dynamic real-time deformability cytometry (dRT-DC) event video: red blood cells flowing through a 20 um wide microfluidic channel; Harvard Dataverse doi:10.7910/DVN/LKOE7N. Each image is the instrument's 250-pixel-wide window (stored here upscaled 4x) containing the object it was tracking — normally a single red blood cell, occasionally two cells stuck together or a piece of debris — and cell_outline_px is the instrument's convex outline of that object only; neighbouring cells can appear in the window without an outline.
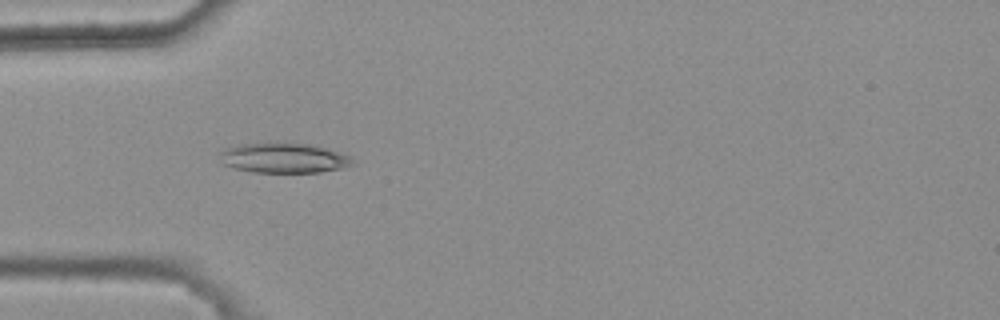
{"species": "common noctule bat (a hibernating species)", "species_latin": "Nyctalus noctula", "temperature_condition": "warm", "stored_images_in_passage": 4, "camera_frame_rate_fps": 3000, "um_per_image_px": 0.085, "animal": {"sex": "female", "body_mass_g": 25.1}, "frame": {"image": 1, "passage_image": 1, "time_ms": 0.0, "image_size_px": [1000, 320], "cell_outline_px": [[352, 164], [344, 168], [320, 172], [252, 172], [232, 168], [220, 164], [220, 152], [224, 148], [240, 144], [276, 140], [308, 144], [324, 148], [348, 156], [352, 160]], "centroid_in_image_um": [24.0, 13.4], "position_along_channel_um": 61.0, "area_um2": 23.76}}
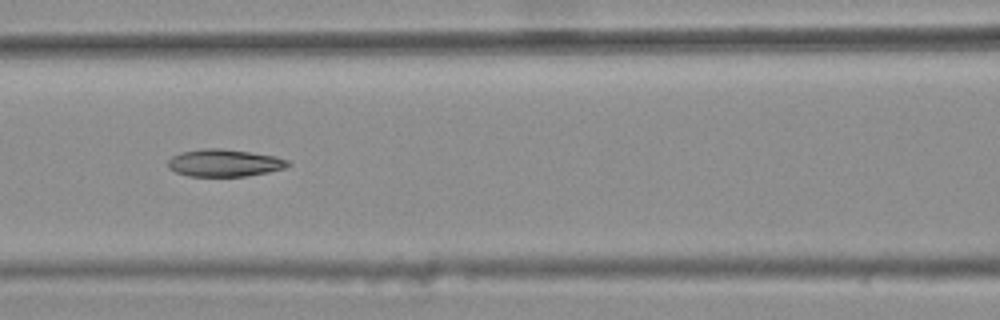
{"frame": {"image": 2, "passage_image": 3, "time_ms": 0.667, "image_size_px": [1000, 320], "cell_outline_px": [[292, 164], [284, 168], [268, 172], [244, 176], [188, 176], [176, 172], [168, 168], [168, 160], [172, 156], [180, 152], [204, 148], [220, 148], [276, 156], [288, 160]], "centroid_in_image_um": [19.06, 13.84], "position_along_channel_um": 147.5, "area_um2": 19.07}}
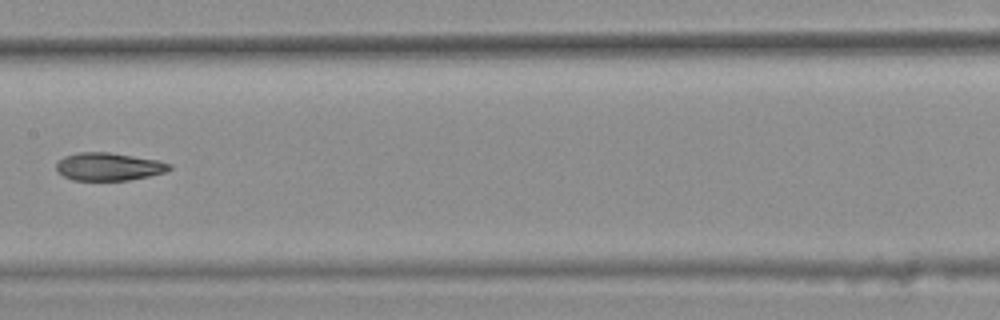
{"frame": {"image": 3, "passage_image": 4, "time_ms": 1.0, "image_size_px": [1000, 320], "cell_outline_px": [[172, 168], [164, 172], [148, 176], [128, 180], [72, 180], [56, 172], [56, 164], [64, 156], [76, 152], [108, 152], [160, 160], [172, 164]], "centroid_in_image_um": [9.23, 14.16], "position_along_channel_um": 198.2, "area_um2": 18.44}}